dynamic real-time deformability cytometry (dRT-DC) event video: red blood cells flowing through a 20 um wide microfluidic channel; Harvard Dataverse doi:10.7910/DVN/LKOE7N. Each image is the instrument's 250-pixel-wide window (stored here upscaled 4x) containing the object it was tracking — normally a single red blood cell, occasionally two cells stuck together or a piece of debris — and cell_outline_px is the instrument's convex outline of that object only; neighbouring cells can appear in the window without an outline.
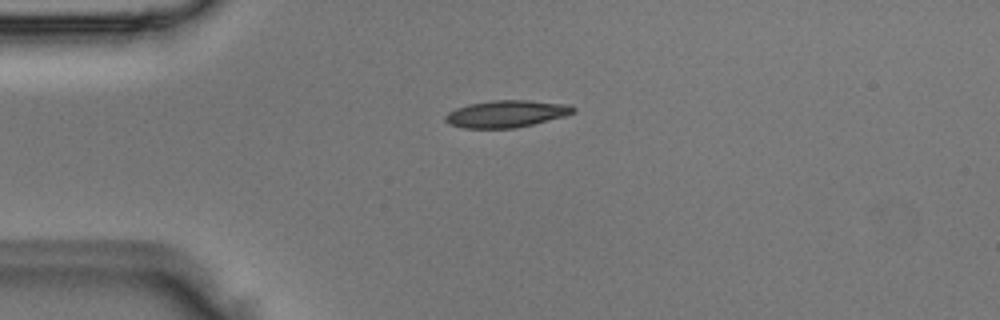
{"species": "Egyptian fruit bat (a non-hibernating species)", "species_latin": "Rousettus aegyptiacus", "temperature_condition": "room temperature", "stored_images_in_passage": 1, "camera_frame_rate_fps": 3000, "um_per_image_px": 0.085, "animal": {"sex": "male"}, "frame": {"image": 1, "passage_image": 1, "time_ms": 0.0, "image_size_px": [1000, 320], "cell_outline_px": [[576, 112], [564, 116], [516, 128], [464, 128], [448, 124], [444, 120], [444, 116], [448, 112], [456, 108], [468, 104], [492, 100], [528, 100], [572, 104], [576, 108]], "centroid_in_image_um": [43.05, 9.66], "position_along_channel_um": 42.0, "area_um2": 20.35}}